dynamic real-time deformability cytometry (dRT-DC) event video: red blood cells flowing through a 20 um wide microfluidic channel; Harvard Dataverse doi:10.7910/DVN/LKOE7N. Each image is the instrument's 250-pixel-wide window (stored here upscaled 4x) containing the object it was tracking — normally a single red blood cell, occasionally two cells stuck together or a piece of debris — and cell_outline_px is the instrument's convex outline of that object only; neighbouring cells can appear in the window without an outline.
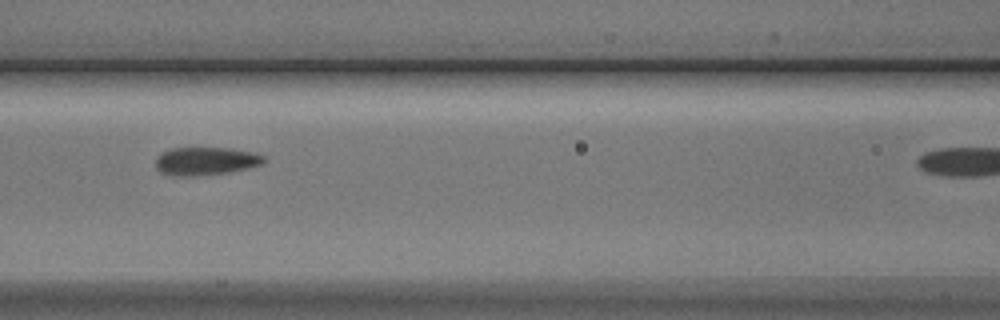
{"species": "Egyptian fruit bat (a non-hibernating species)", "species_latin": "Rousettus aegyptiacus", "temperature_condition": "cold", "stored_images_in_passage": 4, "camera_frame_rate_fps": 3000, "um_per_image_px": 0.085, "animal": {"sex": "male"}, "frame": {"image": 1, "passage_image": 3, "time_ms": 2.333, "image_size_px": [1000, 320], "cell_outline_px": [[268, 160], [264, 164], [228, 172], [188, 176], [172, 176], [160, 172], [156, 168], [156, 160], [160, 152], [172, 148], [232, 148], [256, 152], [264, 156]], "centroid_in_image_um": [17.51, 13.68], "position_along_channel_um": 149.1, "area_um2": 17.86}}